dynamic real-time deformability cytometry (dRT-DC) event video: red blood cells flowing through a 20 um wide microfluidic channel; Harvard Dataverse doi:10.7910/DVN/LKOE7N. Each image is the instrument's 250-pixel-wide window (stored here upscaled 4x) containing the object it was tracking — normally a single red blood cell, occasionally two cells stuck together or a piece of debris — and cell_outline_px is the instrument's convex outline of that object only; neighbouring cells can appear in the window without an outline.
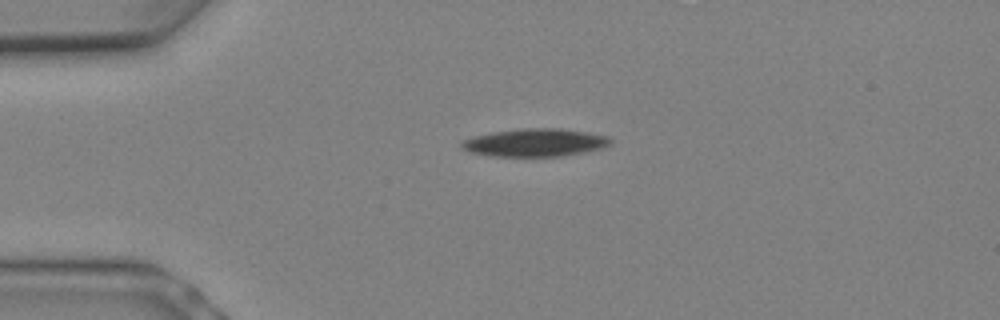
{"species": "Egyptian fruit bat (a non-hibernating species)", "species_latin": "Rousettus aegyptiacus", "temperature_condition": "warm", "stored_images_in_passage": 4, "camera_frame_rate_fps": 3000, "um_per_image_px": 0.085, "animal": {"sex": "female"}, "frame": {"image": 1, "passage_image": 1, "time_ms": 0.0, "image_size_px": [1000, 320], "cell_outline_px": [[612, 144], [604, 148], [584, 152], [560, 156], [492, 156], [468, 152], [460, 148], [460, 140], [472, 136], [492, 132], [520, 128], [560, 128], [588, 132], [608, 136], [612, 140]], "centroid_in_image_um": [45.45, 12.11], "position_along_channel_um": 39.5, "area_um2": 24.57}}
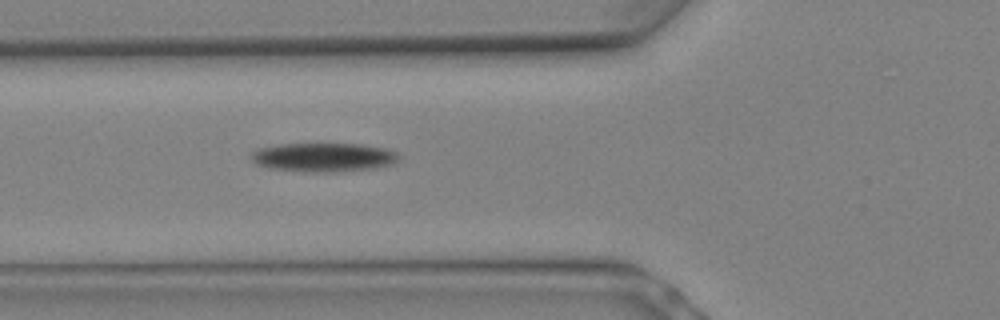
{"frame": {"image": 2, "passage_image": 4, "time_ms": 1.0, "image_size_px": [1000, 320], "cell_outline_px": [[400, 160], [396, 164], [380, 168], [336, 172], [300, 172], [268, 168], [256, 164], [248, 156], [256, 148], [280, 144], [360, 144], [384, 148], [400, 152]], "centroid_in_image_um": [27.54, 13.38], "position_along_channel_um": 98.3, "area_um2": 25.61}}